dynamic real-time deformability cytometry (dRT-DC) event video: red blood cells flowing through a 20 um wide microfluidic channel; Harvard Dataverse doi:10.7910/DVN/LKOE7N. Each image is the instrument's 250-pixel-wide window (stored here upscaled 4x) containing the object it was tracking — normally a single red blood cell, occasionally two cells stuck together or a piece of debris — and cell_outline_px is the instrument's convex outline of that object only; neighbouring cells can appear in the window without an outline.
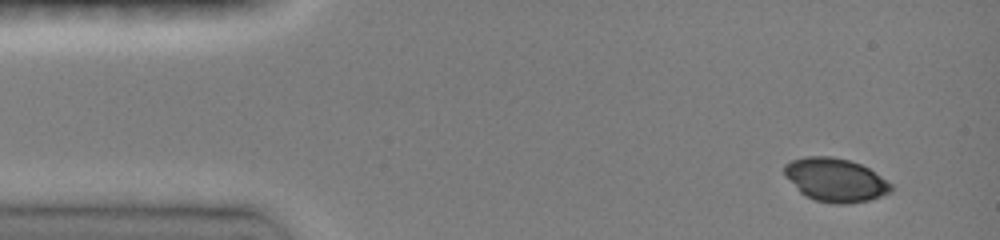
{"species": "common noctule bat (a hibernating species)", "species_latin": "Nyctalus noctula", "temperature_condition": "room temperature", "stored_images_in_passage": 6, "camera_frame_rate_fps": 3000, "um_per_image_px": 0.085, "animal": {"sex": "female", "body_mass_g": 19.0, "forearm_length_mm": 51.5}, "frame": {"image": 1, "passage_image": 1, "time_ms": 0.0, "image_size_px": [1000, 240], "cell_outline_px": [[892, 192], [868, 200], [848, 204], [836, 204], [816, 200], [804, 196], [784, 176], [784, 164], [792, 160], [804, 156], [832, 156], [848, 160], [860, 164], [868, 168], [892, 184]], "centroid_in_image_um": [70.98, 15.29], "position_along_channel_um": 14.0, "area_um2": 27.05}}
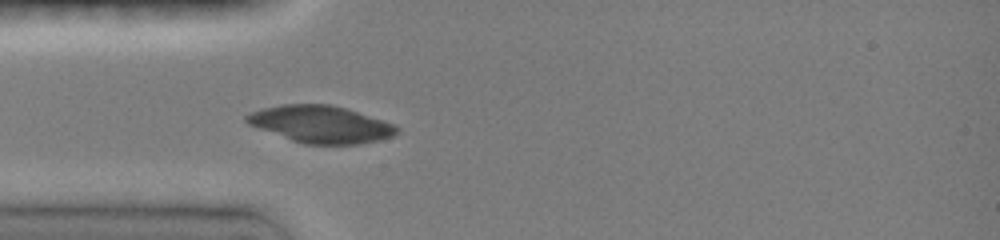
{"frame": {"image": 2, "passage_image": 6, "time_ms": 3.333, "image_size_px": [1000, 240], "cell_outline_px": [[400, 132], [392, 136], [380, 140], [360, 144], [304, 144], [292, 140], [248, 124], [244, 120], [244, 116], [248, 112], [280, 104], [328, 104], [344, 108], [396, 124], [400, 128]], "centroid_in_image_um": [27.28, 10.56], "position_along_channel_um": 57.7, "area_um2": 32.48}}